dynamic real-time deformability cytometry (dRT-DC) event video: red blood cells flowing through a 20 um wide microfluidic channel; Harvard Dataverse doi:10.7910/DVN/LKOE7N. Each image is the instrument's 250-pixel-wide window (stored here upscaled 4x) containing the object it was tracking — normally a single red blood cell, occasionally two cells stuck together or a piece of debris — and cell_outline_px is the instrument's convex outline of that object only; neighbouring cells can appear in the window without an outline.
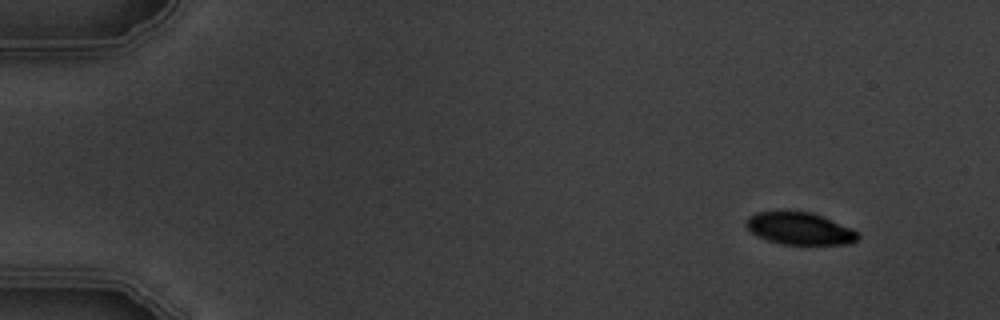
{"species": "common noctule bat (a hibernating species)", "species_latin": "Nyctalus noctula", "temperature_condition": "warm", "stored_images_in_passage": 5, "camera_frame_rate_fps": 3000, "um_per_image_px": 0.085, "animal": {"sex": "male", "body_mass_g": 19.5, "forearm_length_mm": 54.6}, "frame": {"image": 1, "passage_image": 1, "time_ms": 0.0, "image_size_px": [1000, 320], "cell_outline_px": [[860, 236], [856, 240], [848, 244], [784, 244], [768, 240], [752, 232], [744, 224], [748, 216], [756, 212], [812, 212], [852, 228]], "centroid_in_image_um": [67.98, 19.42], "position_along_channel_um": 17.0, "area_um2": 20.63}}
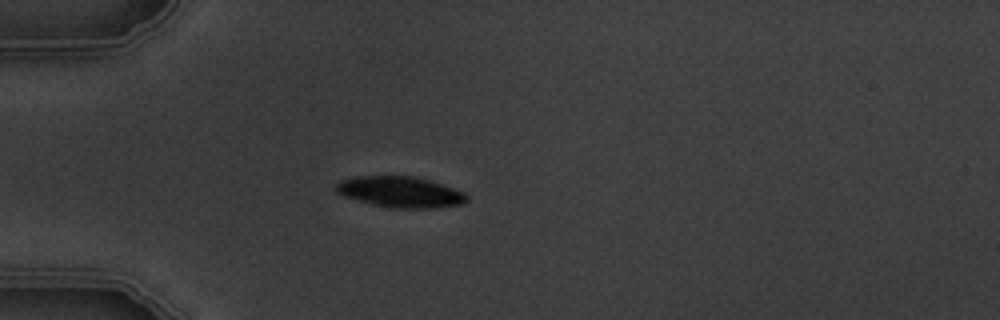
{"frame": {"image": 2, "passage_image": 4, "time_ms": 3.667, "image_size_px": [1000, 320], "cell_outline_px": [[468, 200], [464, 204], [432, 208], [396, 208], [372, 204], [344, 196], [336, 192], [336, 184], [340, 180], [356, 176], [416, 176], [464, 192], [468, 196]], "centroid_in_image_um": [34.03, 16.31], "position_along_channel_um": 51.0, "area_um2": 23.41}}